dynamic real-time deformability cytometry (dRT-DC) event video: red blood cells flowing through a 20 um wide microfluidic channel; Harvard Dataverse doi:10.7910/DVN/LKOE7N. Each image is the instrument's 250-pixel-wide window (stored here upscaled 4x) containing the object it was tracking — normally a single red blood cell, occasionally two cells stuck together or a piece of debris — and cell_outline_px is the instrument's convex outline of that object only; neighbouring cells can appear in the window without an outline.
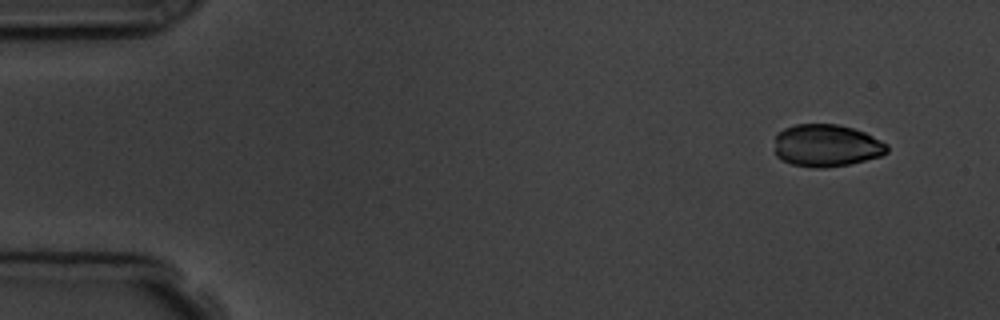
{"species": "common noctule bat (a hibernating species)", "species_latin": "Nyctalus noctula", "temperature_condition": "room temperature", "stored_images_in_passage": 4, "camera_frame_rate_fps": 3000, "um_per_image_px": 0.085, "animal": {"sex": "male", "body_mass_g": 19.5, "forearm_length_mm": 54.6}, "frame": {"image": 1, "passage_image": 1, "time_ms": 0.0, "image_size_px": [1000, 320], "cell_outline_px": [[888, 152], [880, 156], [848, 164], [824, 168], [816, 168], [792, 164], [780, 160], [776, 156], [776, 132], [784, 128], [796, 124], [836, 124], [852, 128], [864, 132], [888, 144]], "centroid_in_image_um": [70.23, 12.37], "position_along_channel_um": 14.8, "area_um2": 27.74}}
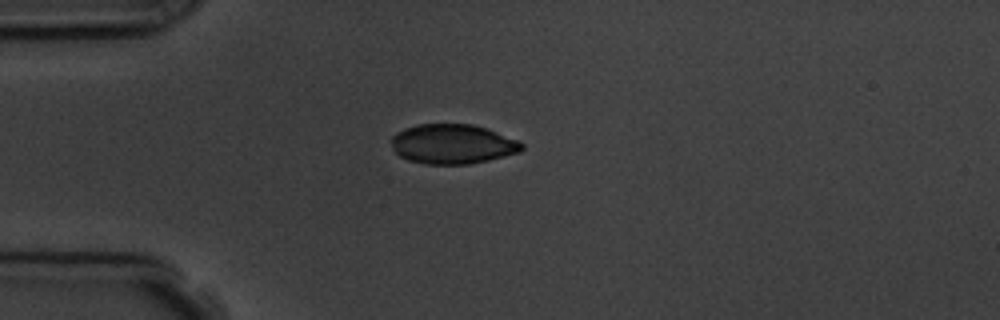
{"frame": {"image": 2, "passage_image": 4, "time_ms": 3.333, "image_size_px": [1000, 320], "cell_outline_px": [[524, 148], [520, 152], [488, 160], [468, 164], [424, 164], [408, 160], [400, 156], [392, 148], [388, 140], [396, 132], [404, 128], [416, 124], [472, 124], [488, 128], [520, 140], [524, 144]], "centroid_in_image_um": [38.47, 12.23], "position_along_channel_um": 46.5, "area_um2": 30.63}}